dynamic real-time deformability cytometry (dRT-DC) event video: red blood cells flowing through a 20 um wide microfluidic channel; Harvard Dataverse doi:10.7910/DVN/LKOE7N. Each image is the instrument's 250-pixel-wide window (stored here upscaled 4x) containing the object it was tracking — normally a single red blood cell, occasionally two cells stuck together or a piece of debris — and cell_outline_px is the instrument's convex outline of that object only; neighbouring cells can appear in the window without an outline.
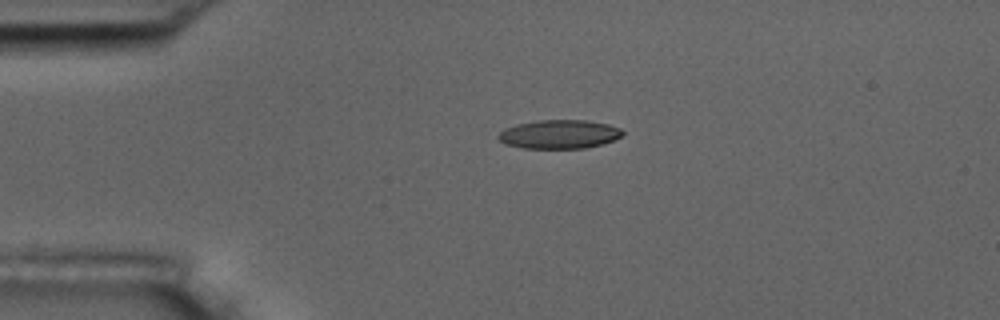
{"species": "common noctule bat (a hibernating species)", "species_latin": "Nyctalus noctula", "temperature_condition": "room temperature", "stored_images_in_passage": 43, "camera_frame_rate_fps": 3000, "um_per_image_px": 0.085, "animal": {"sex": "male", "body_mass_g": 17.5, "forearm_length_mm": 52.3}, "frame": {"image": 1, "passage_image": 1, "time_ms": 0.0, "image_size_px": [1000, 320], "cell_outline_px": [[624, 132], [620, 136], [612, 140], [600, 144], [584, 148], [520, 148], [504, 144], [496, 136], [504, 128], [516, 124], [540, 120], [584, 120], [608, 124], [620, 128]], "centroid_in_image_um": [47.48, 11.41], "position_along_channel_um": 37.5, "area_um2": 20.75}}
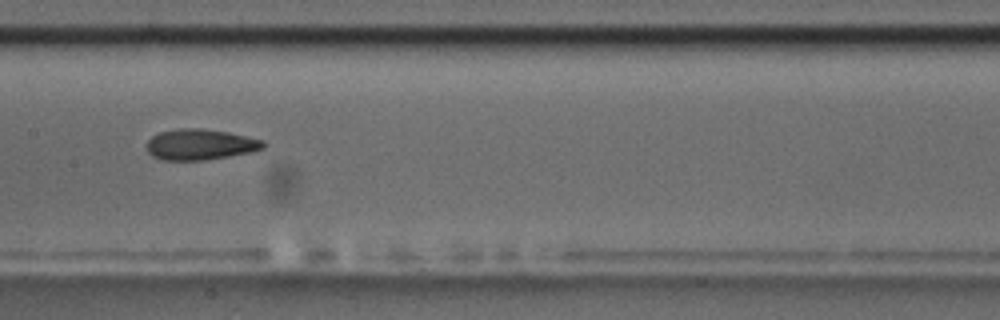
{"frame": {"image": 2, "passage_image": 16, "time_ms": 5.0, "image_size_px": [1000, 320], "cell_outline_px": [[268, 144], [264, 148], [252, 152], [204, 160], [160, 160], [152, 156], [148, 152], [144, 144], [152, 136], [160, 132], [180, 128], [200, 128], [228, 132], [264, 140]], "centroid_in_image_um": [17.01, 12.28], "position_along_channel_um": 190.4, "area_um2": 21.15}}
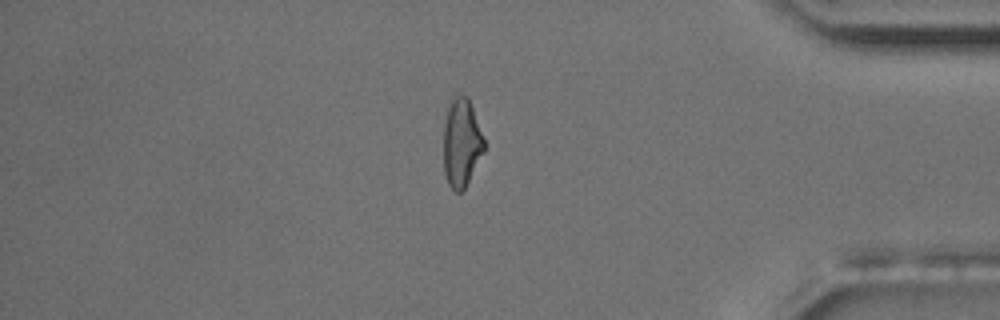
{"frame": {"image": 3, "passage_image": 35, "time_ms": 11.333, "image_size_px": [1000, 320], "cell_outline_px": [[484, 152], [464, 188], [460, 192], [456, 192], [448, 184], [444, 172], [444, 124], [448, 108], [452, 96], [468, 96], [484, 140]], "centroid_in_image_um": [39.22, 12.14], "position_along_channel_um": 396.0, "area_um2": 20.58}, "authors_computed_cell_mechanics": {"area_um2": 21.1548, "velocity_mm_per_s": 3.7183, "shape_relaxation_time_tau1_ms": 5.9989, "shape_relaxation_time_tau2_ms": 2.6175, "deformation_change_tau1": 0.1836, "deformation_change_tau2": 0.1071}}